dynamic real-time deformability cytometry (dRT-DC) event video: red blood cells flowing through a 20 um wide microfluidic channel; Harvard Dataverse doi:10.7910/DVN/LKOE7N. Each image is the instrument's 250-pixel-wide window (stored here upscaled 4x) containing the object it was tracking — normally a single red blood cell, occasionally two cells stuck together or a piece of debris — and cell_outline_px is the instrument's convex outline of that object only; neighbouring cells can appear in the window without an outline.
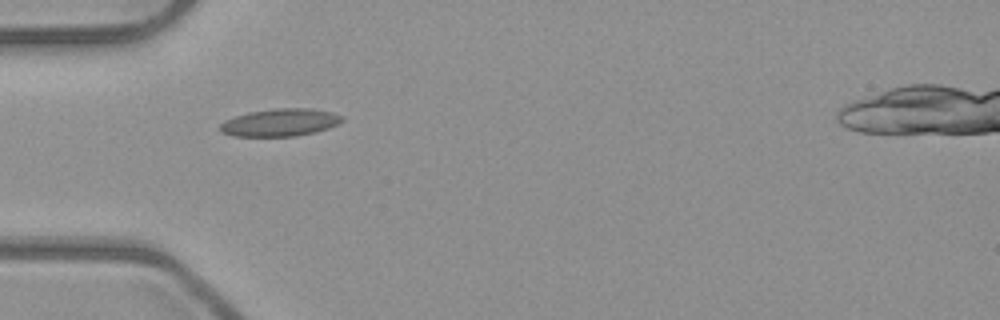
{"species": "common noctule bat (a hibernating species)", "species_latin": "Nyctalus noctula", "temperature_condition": "room temperature", "stored_images_in_passage": 5, "camera_frame_rate_fps": 3000, "um_per_image_px": 0.085, "animal": {"sex": "male", "body_mass_g": 23.1, "forearm_length_mm": 52.7}, "frame": {"image": 1, "passage_image": 1, "time_ms": 0.0, "image_size_px": [1000, 320], "cell_outline_px": [[344, 120], [328, 128], [316, 132], [296, 136], [232, 136], [220, 132], [220, 124], [224, 120], [248, 112], [276, 108], [312, 108], [332, 112], [344, 116]], "centroid_in_image_um": [23.81, 10.41], "position_along_channel_um": 61.2, "area_um2": 19.71}}
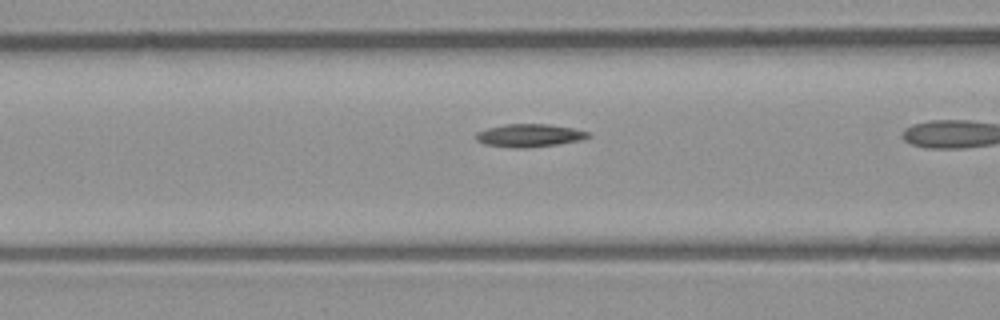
{"frame": {"image": 2, "passage_image": 3, "time_ms": 0.667, "image_size_px": [1000, 320], "cell_outline_px": [[592, 136], [584, 140], [560, 144], [524, 148], [516, 148], [484, 144], [476, 140], [476, 132], [488, 128], [504, 124], [548, 124], [576, 128], [588, 132]], "centroid_in_image_um": [45.05, 11.51], "position_along_channel_um": 121.5, "area_um2": 15.2}}